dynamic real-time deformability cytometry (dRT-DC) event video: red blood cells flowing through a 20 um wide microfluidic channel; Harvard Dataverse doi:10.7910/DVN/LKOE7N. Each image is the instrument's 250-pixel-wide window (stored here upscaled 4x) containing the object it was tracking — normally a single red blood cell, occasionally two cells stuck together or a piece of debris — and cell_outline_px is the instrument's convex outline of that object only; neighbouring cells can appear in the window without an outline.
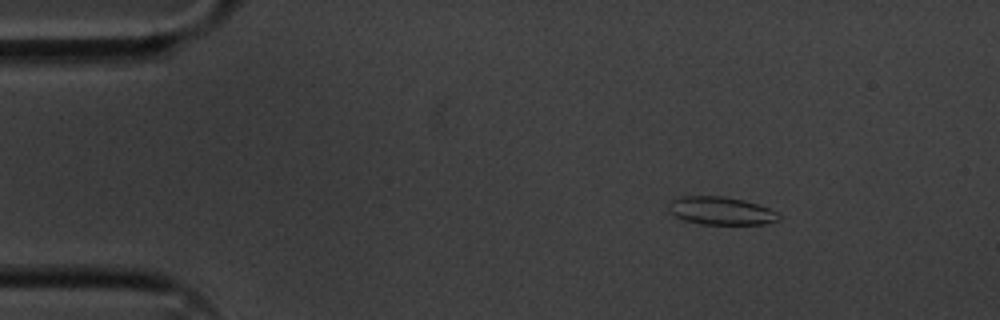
{"species": "common noctule bat (a hibernating species)", "species_latin": "Nyctalus noctula", "temperature_condition": "cold", "stored_images_in_passage": 49, "camera_frame_rate_fps": 3000, "um_per_image_px": 0.085, "animal": {"sex": "male", "body_mass_g": 20.1, "forearm_length_mm": 53.5}, "frame": {"image": 1, "passage_image": 1, "time_ms": 0.0, "image_size_px": [1000, 320], "cell_outline_px": [[780, 220], [764, 224], [700, 224], [684, 220], [676, 216], [668, 208], [672, 200], [680, 196], [724, 196], [744, 200], [768, 208], [776, 212], [780, 216]], "centroid_in_image_um": [61.29, 17.92], "position_along_channel_um": 23.7, "area_um2": 17.8}}
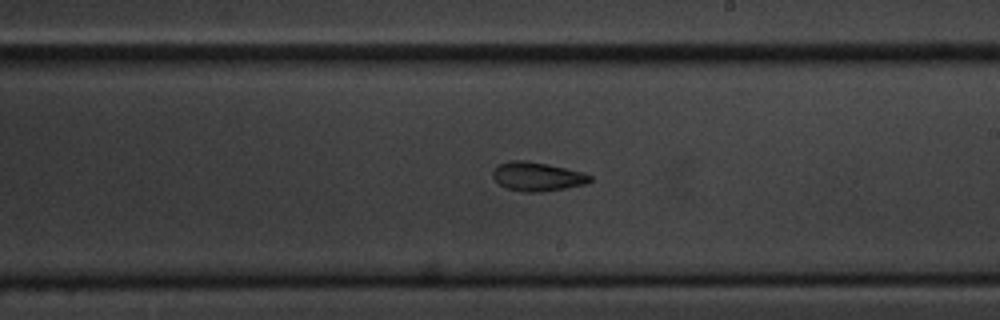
{"frame": {"image": 2, "passage_image": 25, "time_ms": 8.0, "image_size_px": [1000, 320], "cell_outline_px": [[592, 180], [584, 184], [544, 192], [524, 192], [508, 188], [500, 184], [492, 176], [492, 168], [496, 164], [508, 160], [524, 160], [548, 164], [584, 172], [592, 176]], "centroid_in_image_um": [45.63, 14.99], "position_along_channel_um": 243.4, "area_um2": 16.53}}
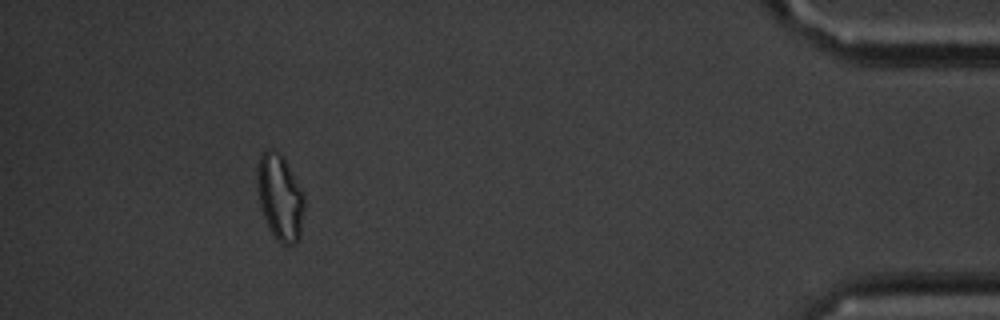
{"frame": {"image": 3, "passage_image": 44, "time_ms": 14.333, "image_size_px": [1000, 320], "cell_outline_px": [[304, 208], [300, 236], [296, 244], [288, 248], [280, 244], [276, 240], [264, 216], [260, 204], [256, 176], [260, 156], [268, 148], [272, 148], [280, 152], [284, 156], [304, 196]], "centroid_in_image_um": [23.81, 16.79], "position_along_channel_um": 411.4, "area_um2": 23.7}, "authors_computed_cell_mechanics": {"area_um2": 17.8024, "velocity_mm_per_s": 3.5931, "shape_relaxation_time_tau1_ms": 6.4504, "shape_relaxation_time_tau2_ms": 5.237, "deformation_change_tau1": 0.1578, "deformation_change_tau2": 0.1279}}